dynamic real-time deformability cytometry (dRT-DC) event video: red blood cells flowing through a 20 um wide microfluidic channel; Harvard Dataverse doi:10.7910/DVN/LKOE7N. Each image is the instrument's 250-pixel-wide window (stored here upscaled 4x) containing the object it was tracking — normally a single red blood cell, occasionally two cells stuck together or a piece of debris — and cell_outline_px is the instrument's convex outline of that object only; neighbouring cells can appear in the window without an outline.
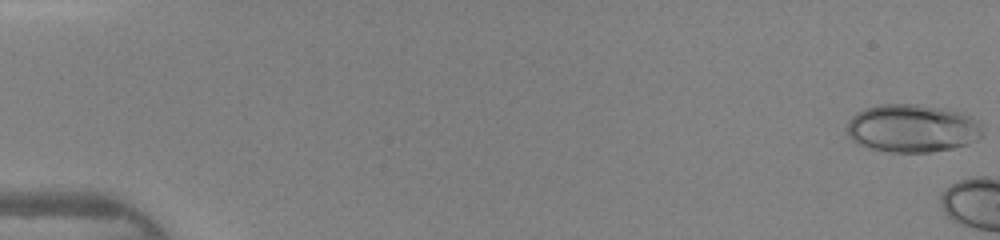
{"species": "human", "species_latin": "Homo sapiens", "temperature_condition": "warm", "stored_images_in_passage": 5, "camera_frame_rate_fps": 3000, "um_per_image_px": 0.085, "donor": {"sex": "female"}, "frame": {"image": 1, "passage_image": 1, "time_ms": 0.0, "image_size_px": [1000, 240], "cell_outline_px": [[980, 136], [976, 140], [968, 144], [952, 148], [928, 152], [888, 152], [868, 148], [852, 140], [848, 136], [848, 120], [856, 112], [864, 108], [880, 104], [920, 104], [964, 112], [972, 116], [976, 120], [980, 128]], "centroid_in_image_um": [77.51, 10.89], "position_along_channel_um": 7.5, "area_um2": 38.03}}